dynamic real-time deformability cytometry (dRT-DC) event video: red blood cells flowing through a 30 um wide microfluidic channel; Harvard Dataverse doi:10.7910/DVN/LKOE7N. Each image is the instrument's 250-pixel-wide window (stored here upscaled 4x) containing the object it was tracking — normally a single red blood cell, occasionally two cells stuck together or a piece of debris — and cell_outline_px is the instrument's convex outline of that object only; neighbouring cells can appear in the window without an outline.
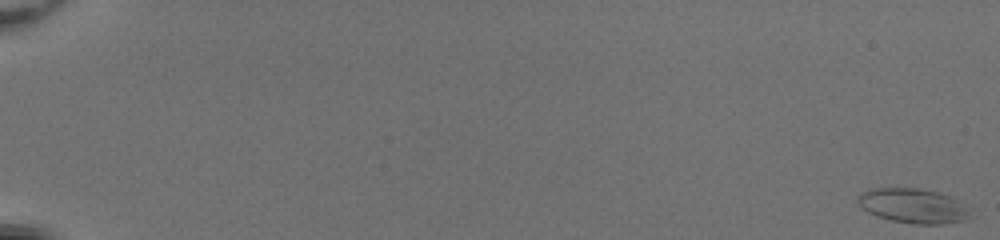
{"species": "common noctule bat (a hibernating species)", "species_latin": "Nyctalus noctula", "temperature_condition": "room temperature", "stored_images_in_passage": 54, "camera_frame_rate_fps": 3000, "um_per_image_px": 0.085, "animal": {"sex": "female", "body_mass_g": 20.0, "forearm_length_mm": 54.0}, "frame": {"image": 1, "passage_image": 1, "time_ms": 0.0, "image_size_px": [1000, 240], "cell_outline_px": [[968, 216], [964, 220], [940, 224], [912, 224], [892, 220], [876, 216], [860, 208], [856, 204], [856, 196], [860, 192], [868, 188], [920, 188], [952, 196], [964, 208]], "centroid_in_image_um": [77.46, 17.48], "position_along_channel_um": 7.5, "area_um2": 22.6}}
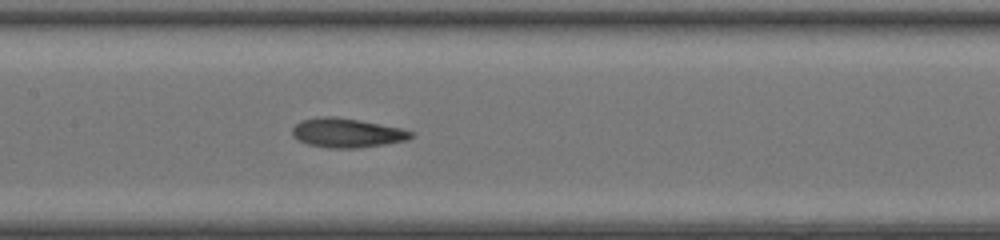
{"frame": {"image": 2, "passage_image": 30, "time_ms": 9.667, "image_size_px": [1000, 240], "cell_outline_px": [[416, 136], [408, 140], [384, 144], [356, 148], [328, 148], [308, 144], [292, 136], [292, 128], [300, 120], [320, 116], [336, 116], [360, 120], [400, 128], [416, 132]], "centroid_in_image_um": [29.51, 11.28], "position_along_channel_um": 177.9, "area_um2": 20.4}}
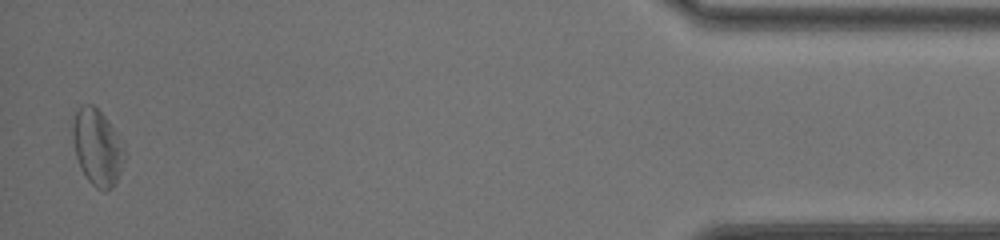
{"frame": {"image": 3, "passage_image": 53, "time_ms": 17.333, "image_size_px": [1000, 240], "cell_outline_px": [[124, 152], [120, 172], [112, 188], [96, 188], [88, 180], [80, 168], [76, 156], [72, 140], [72, 124], [76, 112], [80, 104], [92, 104], [104, 116], [116, 132]], "centroid_in_image_um": [8.21, 12.49], "position_along_channel_um": 427.0, "area_um2": 22.43}, "authors_computed_cell_mechanics": {"area_um2": 21.1259, "velocity_mm_per_s": 4.1679, "shape_relaxation_time_tau1_ms": 5.2458, "shape_relaxation_time_tau2_ms": 3.7546, "deformation_change_tau1": 0.1306, "deformation_change_tau2": 0.1438}}